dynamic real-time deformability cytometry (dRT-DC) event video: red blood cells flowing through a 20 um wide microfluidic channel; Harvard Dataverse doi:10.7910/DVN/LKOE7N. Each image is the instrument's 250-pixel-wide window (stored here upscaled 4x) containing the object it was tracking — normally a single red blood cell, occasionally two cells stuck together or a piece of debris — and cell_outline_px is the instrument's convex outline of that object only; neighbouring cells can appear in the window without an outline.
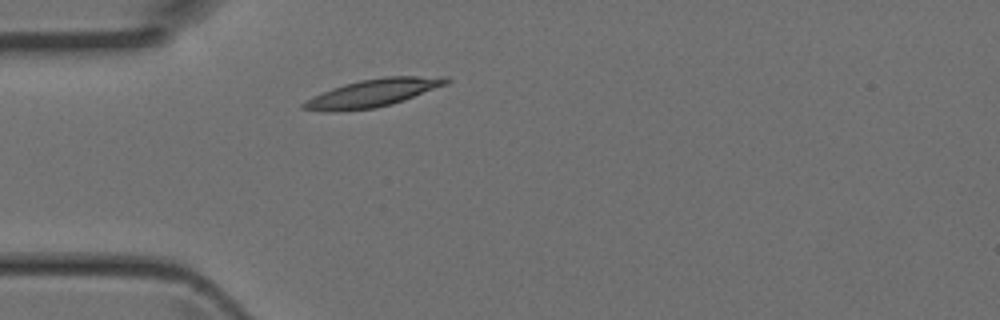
{"species": "Egyptian fruit bat (a non-hibernating species)", "species_latin": "Rousettus aegyptiacus", "temperature_condition": "room temperature", "stored_images_in_passage": 1, "camera_frame_rate_fps": 3000, "um_per_image_px": 0.085, "animal": {"sex": "female"}, "frame": {"image": 1, "passage_image": 1, "time_ms": 0.0, "image_size_px": [1000, 320], "cell_outline_px": [[452, 80], [448, 84], [404, 100], [392, 104], [376, 108], [328, 112], [300, 108], [300, 104], [304, 100], [312, 96], [332, 88], [344, 84], [360, 80], [384, 76], [448, 76]], "centroid_in_image_um": [31.7, 7.89], "position_along_channel_um": 53.3, "area_um2": 23.35}}